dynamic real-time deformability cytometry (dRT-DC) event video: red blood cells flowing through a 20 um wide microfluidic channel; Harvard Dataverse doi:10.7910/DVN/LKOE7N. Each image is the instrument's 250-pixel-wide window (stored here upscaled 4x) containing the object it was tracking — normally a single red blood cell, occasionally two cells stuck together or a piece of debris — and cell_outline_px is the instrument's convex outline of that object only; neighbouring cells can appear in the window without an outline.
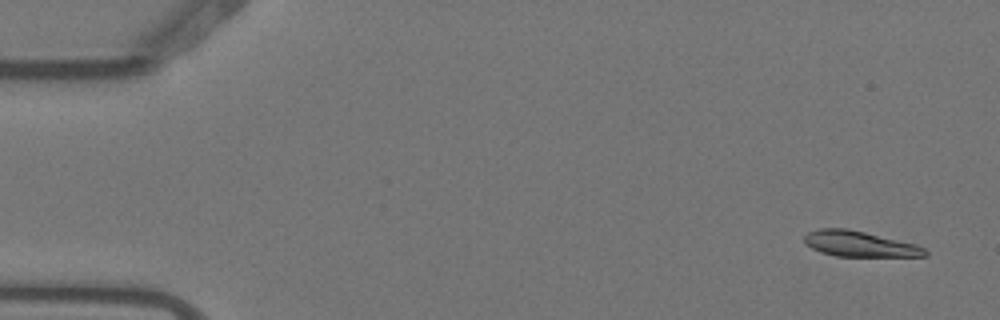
{"species": "Egyptian fruit bat (a non-hibernating species)", "species_latin": "Rousettus aegyptiacus", "temperature_condition": "warm", "stored_images_in_passage": 6, "camera_frame_rate_fps": 3000, "um_per_image_px": 0.085, "animal": {"sex": "female"}, "frame": {"image": 1, "passage_image": 1, "time_ms": 0.0, "image_size_px": [1000, 320], "cell_outline_px": [[928, 256], [836, 256], [820, 252], [804, 244], [804, 236], [808, 232], [820, 228], [848, 228], [916, 244], [924, 248], [928, 252]], "centroid_in_image_um": [73.04, 20.73], "position_along_channel_um": 12.0, "area_um2": 17.98}}
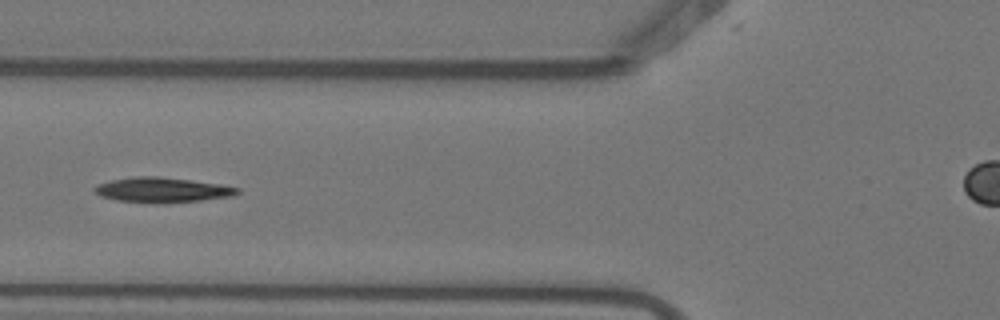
{"frame": {"image": 2, "passage_image": 6, "time_ms": 1.667, "image_size_px": [1000, 320], "cell_outline_px": [[240, 192], [232, 196], [168, 204], [164, 204], [116, 200], [100, 196], [92, 188], [96, 184], [112, 180], [136, 176], [156, 176], [220, 184], [240, 188]], "centroid_in_image_um": [13.77, 16.15], "position_along_channel_um": 112.0, "area_um2": 20.81}}